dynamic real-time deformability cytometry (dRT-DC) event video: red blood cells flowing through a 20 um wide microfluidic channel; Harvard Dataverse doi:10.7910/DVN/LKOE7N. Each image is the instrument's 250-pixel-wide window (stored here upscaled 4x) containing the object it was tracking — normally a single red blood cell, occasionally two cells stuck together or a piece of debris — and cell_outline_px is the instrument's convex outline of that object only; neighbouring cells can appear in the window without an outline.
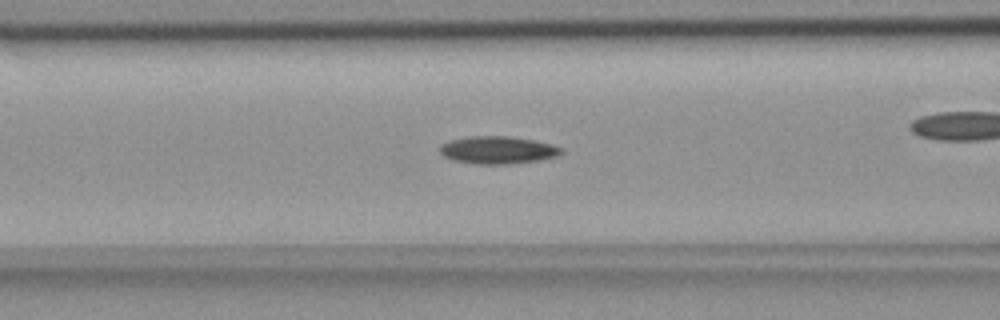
{"species": "common noctule bat (a hibernating species)", "species_latin": "Nyctalus noctula", "temperature_condition": "room temperature", "stored_images_in_passage": 44, "camera_frame_rate_fps": 3000, "um_per_image_px": 0.085, "animal": {"sex": "female", "body_mass_g": 18.4}, "frame": {"image": 1, "passage_image": 10, "time_ms": 3.0, "image_size_px": [1000, 320], "cell_outline_px": [[564, 152], [556, 156], [536, 160], [508, 164], [476, 164], [452, 160], [444, 156], [440, 152], [440, 144], [448, 140], [468, 136], [508, 136], [532, 140], [552, 144], [564, 148]], "centroid_in_image_um": [42.28, 12.74], "position_along_channel_um": 124.3, "area_um2": 19.54}}
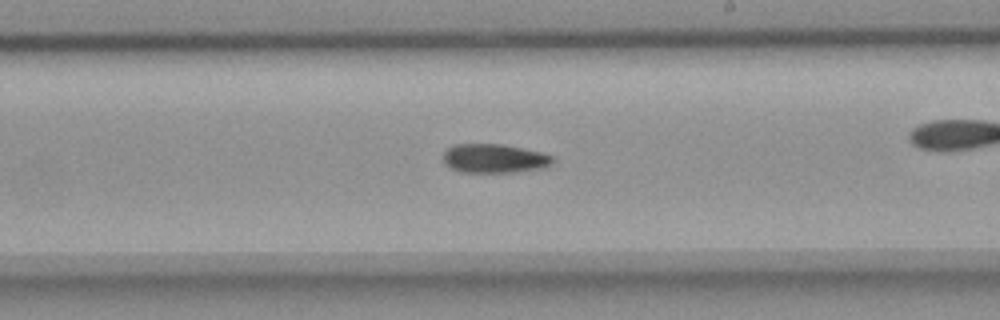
{"frame": {"image": 2, "passage_image": 20, "time_ms": 6.333, "image_size_px": [1000, 320], "cell_outline_px": [[556, 160], [552, 164], [536, 168], [512, 172], [460, 172], [444, 164], [444, 152], [452, 144], [504, 144], [540, 152], [552, 156]], "centroid_in_image_um": [41.98, 13.45], "position_along_channel_um": 247.0, "area_um2": 18.32}}
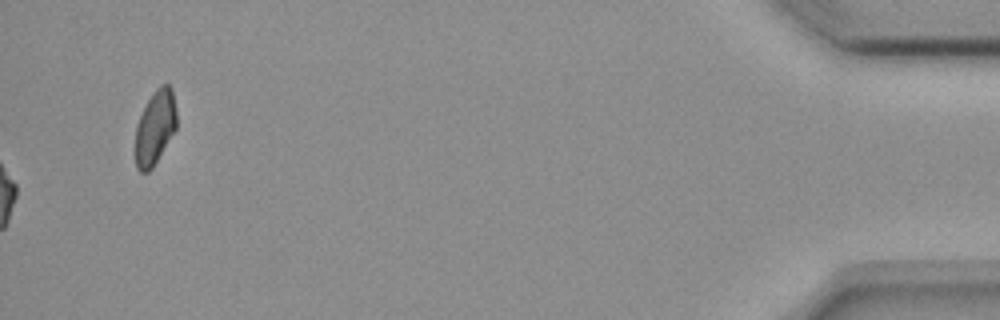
{"frame": {"image": 3, "passage_image": 44, "time_ms": 14.333, "image_size_px": [1000, 320], "cell_outline_px": [[176, 128], [152, 168], [148, 172], [140, 172], [136, 168], [132, 152], [136, 128], [140, 116], [152, 92], [160, 84], [168, 84], [172, 88], [176, 108]], "centroid_in_image_um": [13.13, 10.86], "position_along_channel_um": 422.1, "area_um2": 18.21}, "authors_computed_cell_mechanics": {"area_um2": 18.3804, "velocity_mm_per_s": 3.6955, "shape_relaxation_time_tau1_ms": 7.6503, "shape_relaxation_time_tau2_ms": null, "deformation_change_tau1": 0.1628, "deformation_change_tau2": null}}